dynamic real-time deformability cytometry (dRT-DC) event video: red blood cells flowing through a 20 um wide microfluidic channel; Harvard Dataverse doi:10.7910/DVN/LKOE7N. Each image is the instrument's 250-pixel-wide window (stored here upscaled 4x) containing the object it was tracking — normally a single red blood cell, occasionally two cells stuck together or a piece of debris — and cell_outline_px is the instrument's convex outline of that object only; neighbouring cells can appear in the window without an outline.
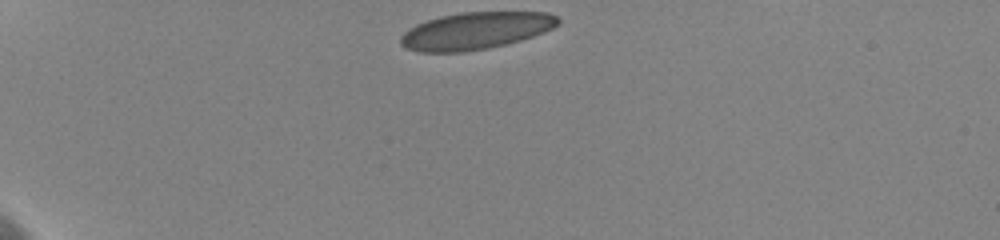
{"species": "human", "species_latin": "Homo sapiens", "temperature_condition": "cold", "stored_images_in_passage": 14, "camera_frame_rate_fps": 3000, "um_per_image_px": 0.085, "donor": {"sex": "female"}, "frame": {"image": 1, "passage_image": 1, "time_ms": 0.0, "image_size_px": [1000, 240], "cell_outline_px": [[560, 24], [544, 32], [520, 40], [488, 48], [464, 52], [420, 52], [408, 48], [400, 44], [400, 36], [408, 28], [416, 24], [440, 16], [464, 12], [548, 12], [556, 16], [560, 20]], "centroid_in_image_um": [40.42, 2.61], "position_along_channel_um": 44.6, "area_um2": 33.99}}